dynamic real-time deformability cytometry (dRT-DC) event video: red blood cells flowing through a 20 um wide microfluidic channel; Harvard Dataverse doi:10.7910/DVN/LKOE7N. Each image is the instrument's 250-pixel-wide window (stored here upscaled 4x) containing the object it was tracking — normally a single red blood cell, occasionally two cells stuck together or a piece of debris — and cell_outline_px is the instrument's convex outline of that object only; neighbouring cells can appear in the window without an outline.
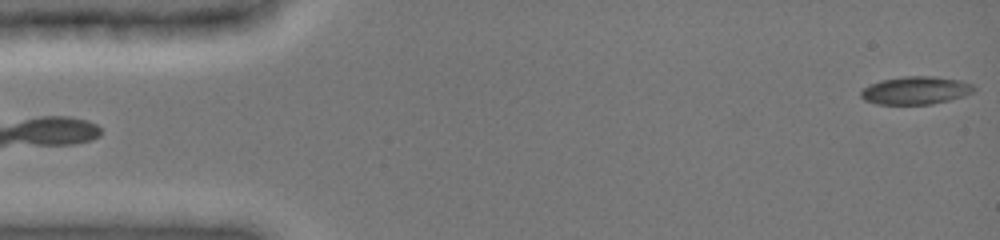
{"species": "common noctule bat (a hibernating species)", "species_latin": "Nyctalus noctula", "temperature_condition": "cold", "stored_images_in_passage": 48, "camera_frame_rate_fps": 3000, "um_per_image_px": 0.085, "animal": {"sex": "female", "body_mass_g": 19.0, "forearm_length_mm": 51.5}, "frame": {"image": 1, "passage_image": 1, "time_ms": 0.0, "image_size_px": [1000, 240], "cell_outline_px": [[976, 88], [972, 92], [964, 96], [932, 104], [876, 104], [864, 100], [860, 96], [860, 92], [868, 84], [880, 80], [904, 76], [936, 76], [960, 80], [972, 84]], "centroid_in_image_um": [77.81, 7.68], "position_along_channel_um": 7.2, "area_um2": 18.5}}
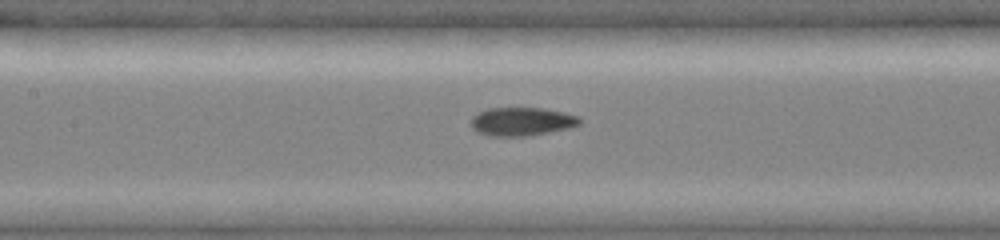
{"frame": {"image": 2, "passage_image": 22, "time_ms": 7.0, "image_size_px": [1000, 240], "cell_outline_px": [[580, 124], [568, 128], [548, 132], [524, 136], [492, 136], [480, 132], [472, 128], [472, 116], [476, 112], [488, 108], [544, 108], [580, 116]], "centroid_in_image_um": [44.34, 10.31], "position_along_channel_um": 163.1, "area_um2": 17.86}}
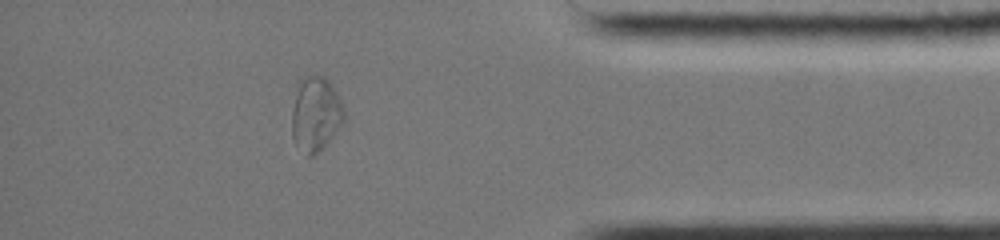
{"frame": {"image": 3, "passage_image": 42, "time_ms": 13.667, "image_size_px": [1000, 240], "cell_outline_px": [[344, 120], [332, 136], [312, 156], [304, 156], [296, 144], [292, 136], [292, 112], [300, 80], [308, 76], [324, 76], [332, 84], [344, 108]], "centroid_in_image_um": [26.82, 9.7], "position_along_channel_um": 408.4, "area_um2": 22.14}, "authors_computed_cell_mechanics": {"area_um2": 17.9469, "velocity_mm_per_s": 3.9412, "shape_relaxation_time_tau1_ms": null, "shape_relaxation_time_tau2_ms": 1.9167, "deformation_change_tau1": null, "deformation_change_tau2": 0.0652}}